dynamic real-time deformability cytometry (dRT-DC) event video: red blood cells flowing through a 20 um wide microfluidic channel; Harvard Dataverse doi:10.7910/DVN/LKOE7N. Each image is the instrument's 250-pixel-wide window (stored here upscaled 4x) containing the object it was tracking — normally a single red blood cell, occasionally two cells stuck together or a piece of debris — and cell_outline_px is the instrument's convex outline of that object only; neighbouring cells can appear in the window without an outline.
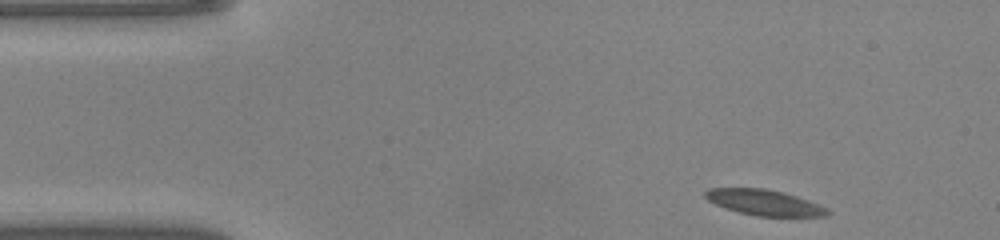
{"species": "common noctule bat (a hibernating species)", "species_latin": "Nyctalus noctula", "temperature_condition": "warm", "stored_images_in_passage": 44, "camera_frame_rate_fps": 3000, "um_per_image_px": 0.085, "animal": {"sex": "male", "body_mass_g": 20.0, "forearm_length_mm": 53.3}, "frame": {"image": 1, "passage_image": 1, "time_ms": 0.0, "image_size_px": [1000, 240], "cell_outline_px": [[832, 212], [828, 216], [756, 216], [724, 208], [708, 200], [704, 196], [704, 192], [708, 188], [764, 188], [784, 192], [808, 200], [828, 208]], "centroid_in_image_um": [64.98, 17.21], "position_along_channel_um": 20.0, "area_um2": 18.32}}
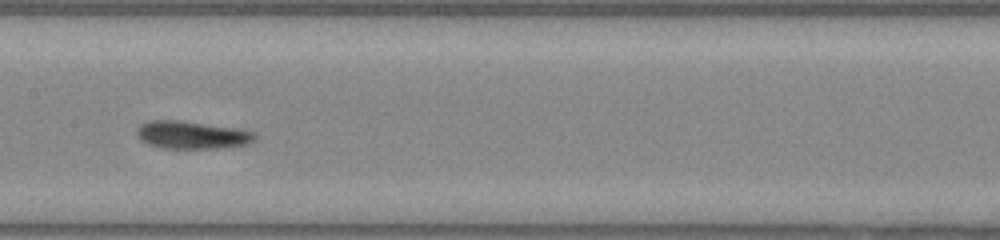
{"frame": {"image": 2, "passage_image": 19, "time_ms": 6.0, "image_size_px": [1000, 240], "cell_outline_px": [[256, 140], [248, 144], [228, 148], [160, 148], [148, 144], [140, 140], [136, 132], [136, 128], [140, 124], [148, 120], [180, 120], [240, 128], [252, 132], [256, 136]], "centroid_in_image_um": [16.31, 11.47], "position_along_channel_um": 191.1, "area_um2": 19.48}}
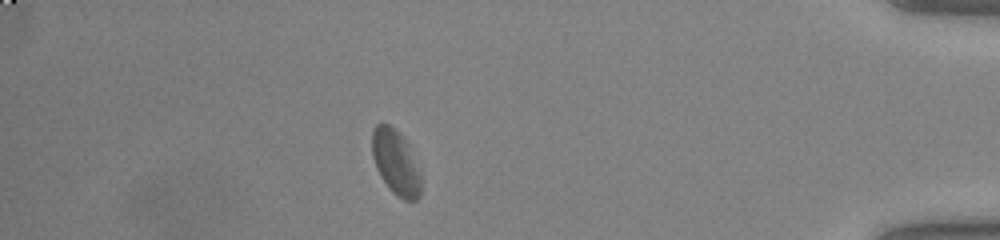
{"frame": {"image": 3, "passage_image": 38, "time_ms": 12.333, "image_size_px": [1000, 240], "cell_outline_px": [[420, 196], [416, 200], [404, 200], [396, 196], [388, 188], [380, 176], [376, 168], [372, 156], [372, 128], [380, 120], [388, 124], [408, 144], [420, 176]], "centroid_in_image_um": [33.59, 13.8], "position_along_channel_um": 401.6, "area_um2": 18.32}, "authors_computed_cell_mechanics": {"area_um2": 18.5827, "velocity_mm_per_s": 4.0897, "shape_relaxation_time_tau1_ms": 5.2266, "shape_relaxation_time_tau2_ms": 4.8578, "deformation_change_tau1": 0.151, "deformation_change_tau2": 0.11}}